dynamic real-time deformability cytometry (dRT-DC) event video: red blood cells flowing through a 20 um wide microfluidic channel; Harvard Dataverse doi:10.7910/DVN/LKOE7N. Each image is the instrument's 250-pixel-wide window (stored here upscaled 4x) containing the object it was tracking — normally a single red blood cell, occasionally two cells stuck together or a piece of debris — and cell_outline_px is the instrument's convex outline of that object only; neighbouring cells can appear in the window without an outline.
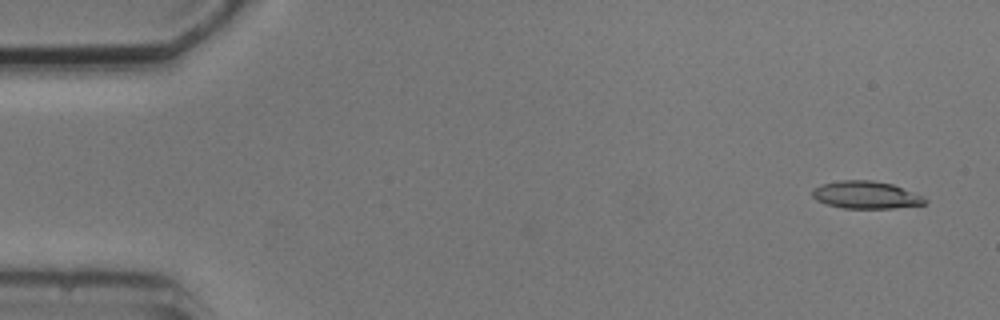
{"species": "common noctule bat (a hibernating species)", "species_latin": "Nyctalus noctula", "temperature_condition": "cold", "stored_images_in_passage": 5, "camera_frame_rate_fps": 3000, "um_per_image_px": 0.085, "animal": {"sex": "male", "body_mass_g": 20.5, "forearm_length_mm": 52.5}, "frame": {"image": 1, "passage_image": 1, "time_ms": 0.0, "image_size_px": [1000, 320], "cell_outline_px": [[928, 200], [924, 204], [892, 208], [840, 208], [816, 200], [812, 196], [812, 188], [824, 184], [840, 180], [872, 180], [892, 184], [920, 196]], "centroid_in_image_um": [73.55, 16.57], "position_along_channel_um": 11.5, "area_um2": 17.74}}
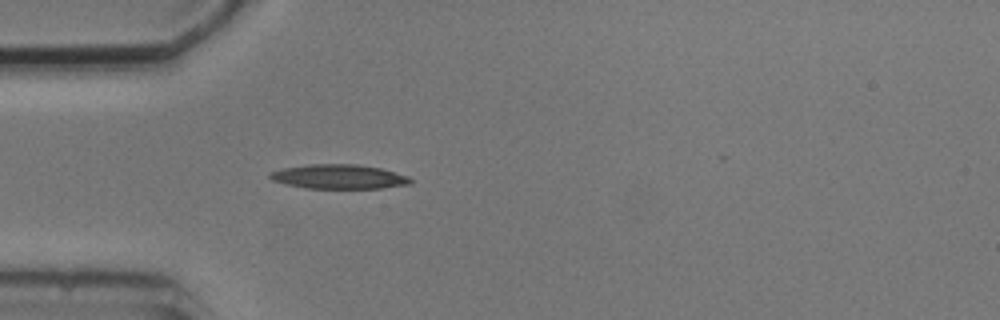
{"frame": {"image": 2, "passage_image": 5, "time_ms": 4.333, "image_size_px": [1000, 320], "cell_outline_px": [[412, 184], [380, 188], [304, 188], [272, 180], [268, 176], [272, 172], [284, 168], [308, 164], [356, 164], [380, 168], [408, 176], [412, 180]], "centroid_in_image_um": [28.83, 15.02], "position_along_channel_um": 56.2, "area_um2": 19.77}}